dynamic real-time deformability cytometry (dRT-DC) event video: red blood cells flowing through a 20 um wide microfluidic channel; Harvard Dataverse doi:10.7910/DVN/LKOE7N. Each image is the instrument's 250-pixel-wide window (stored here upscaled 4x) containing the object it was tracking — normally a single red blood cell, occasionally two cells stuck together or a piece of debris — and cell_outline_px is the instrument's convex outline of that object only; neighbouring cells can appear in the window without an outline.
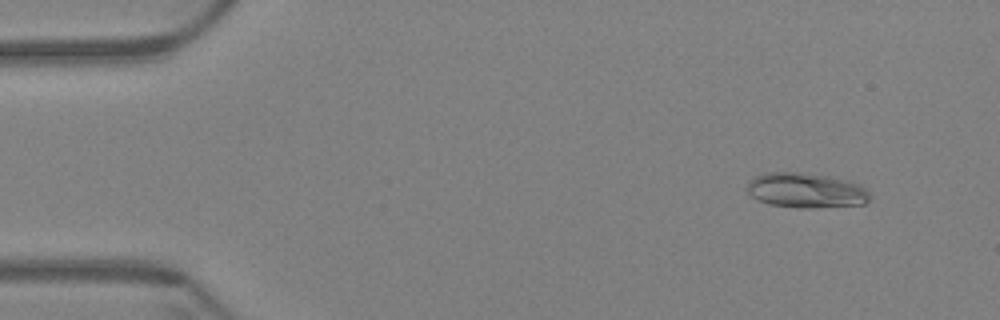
{"species": "Egyptian fruit bat (a non-hibernating species)", "species_latin": "Rousettus aegyptiacus", "temperature_condition": "warm", "stored_images_in_passage": 60, "camera_frame_rate_fps": 3000, "um_per_image_px": 0.085, "animal": {"sex": "female"}, "frame": {"image": 1, "passage_image": 6, "time_ms": 1.667, "image_size_px": [1000, 320], "cell_outline_px": [[868, 200], [864, 204], [808, 208], [800, 208], [768, 204], [752, 196], [748, 192], [748, 180], [764, 172], [800, 172], [828, 176], [852, 180], [860, 184], [868, 192]], "centroid_in_image_um": [68.51, 16.17], "position_along_channel_um": 16.5, "area_um2": 25.03}}
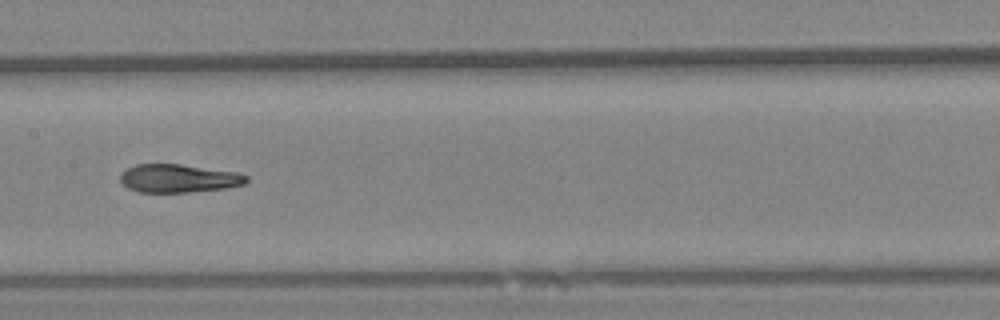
{"frame": {"image": 2, "passage_image": 31, "time_ms": 10.0, "image_size_px": [1000, 320], "cell_outline_px": [[248, 180], [244, 184], [228, 188], [188, 192], [140, 192], [128, 188], [120, 180], [120, 172], [136, 164], [180, 164], [236, 172], [248, 176]], "centroid_in_image_um": [15.18, 15.16], "position_along_channel_um": 192.2, "area_um2": 20.75}}
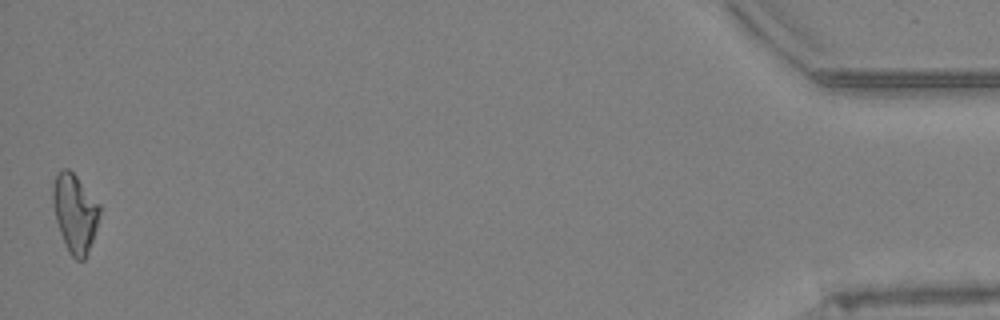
{"frame": {"image": 3, "passage_image": 60, "time_ms": 19.667, "image_size_px": [1000, 320], "cell_outline_px": [[100, 212], [96, 228], [88, 252], [84, 260], [76, 260], [72, 256], [60, 232], [56, 220], [52, 204], [52, 188], [56, 176], [64, 168], [68, 168], [76, 176], [100, 204]], "centroid_in_image_um": [6.36, 18.1], "position_along_channel_um": 428.8, "area_um2": 20.98}, "authors_computed_cell_mechanics": {"area_um2": 21.7328, "velocity_mm_per_s": 3.4163, "shape_relaxation_time_tau1_ms": 10.9371, "shape_relaxation_time_tau2_ms": 3.0063, "deformation_change_tau1": 0.2921, "deformation_change_tau2": 0.0738}}